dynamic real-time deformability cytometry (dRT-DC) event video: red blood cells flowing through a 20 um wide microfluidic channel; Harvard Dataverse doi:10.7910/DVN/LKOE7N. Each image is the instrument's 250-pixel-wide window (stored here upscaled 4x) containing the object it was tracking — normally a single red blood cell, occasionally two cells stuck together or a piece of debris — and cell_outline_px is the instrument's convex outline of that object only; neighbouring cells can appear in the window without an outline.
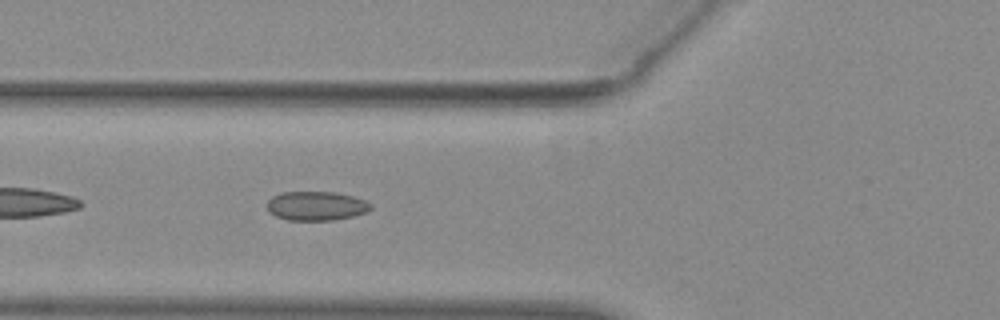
{"species": "common noctule bat (a hibernating species)", "species_latin": "Nyctalus noctula", "temperature_condition": "warm", "stored_images_in_passage": 39, "camera_frame_rate_fps": 3000, "um_per_image_px": 0.085, "animal": {"sex": "female", "body_mass_g": 29.2, "forearm_length_mm": 56.3}, "frame": {"image": 1, "passage_image": 5, "time_ms": 1.333, "image_size_px": [1000, 320], "cell_outline_px": [[372, 208], [368, 212], [352, 216], [332, 220], [288, 220], [276, 216], [268, 212], [268, 200], [272, 196], [280, 192], [332, 192], [352, 196], [364, 200], [372, 204]], "centroid_in_image_um": [26.87, 17.5], "position_along_channel_um": 98.9, "area_um2": 17.57}}
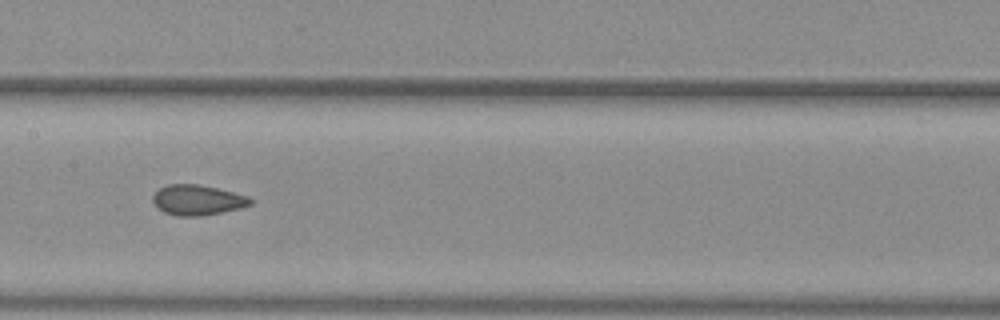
{"frame": {"image": 2, "passage_image": 12, "time_ms": 3.667, "image_size_px": [1000, 320], "cell_outline_px": [[252, 204], [240, 208], [200, 216], [176, 216], [164, 212], [156, 208], [152, 200], [152, 196], [160, 188], [168, 184], [196, 184], [216, 188], [248, 196], [252, 200]], "centroid_in_image_um": [16.75, 17.01], "position_along_channel_um": 190.7, "area_um2": 17.11}}
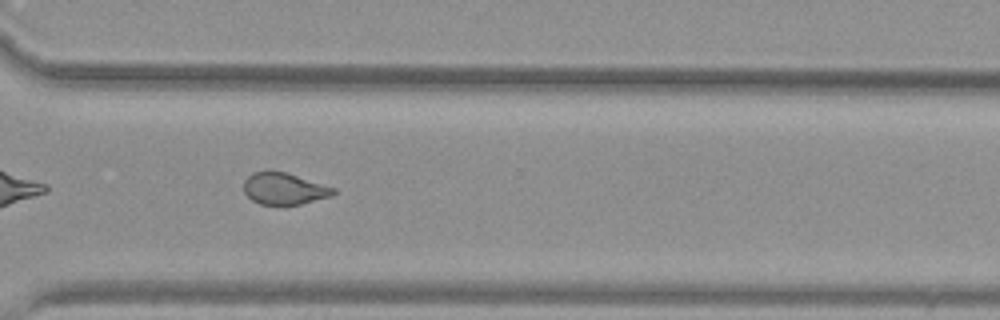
{"frame": {"image": 3, "passage_image": 24, "time_ms": 7.667, "image_size_px": [1000, 320], "cell_outline_px": [[336, 192], [332, 196], [300, 204], [260, 204], [252, 200], [244, 192], [244, 180], [252, 172], [268, 168], [284, 172], [336, 188]], "centroid_in_image_um": [24.12, 16.0], "position_along_channel_um": 346.5, "area_um2": 16.7}, "authors_computed_cell_mechanics": {"area_um2": 17.34, "velocity_mm_per_s": 3.9092, "shape_relaxation_time_tau1_ms": null, "shape_relaxation_time_tau2_ms": 1.3421, "deformation_change_tau1": null, "deformation_change_tau2": 0.0642}}